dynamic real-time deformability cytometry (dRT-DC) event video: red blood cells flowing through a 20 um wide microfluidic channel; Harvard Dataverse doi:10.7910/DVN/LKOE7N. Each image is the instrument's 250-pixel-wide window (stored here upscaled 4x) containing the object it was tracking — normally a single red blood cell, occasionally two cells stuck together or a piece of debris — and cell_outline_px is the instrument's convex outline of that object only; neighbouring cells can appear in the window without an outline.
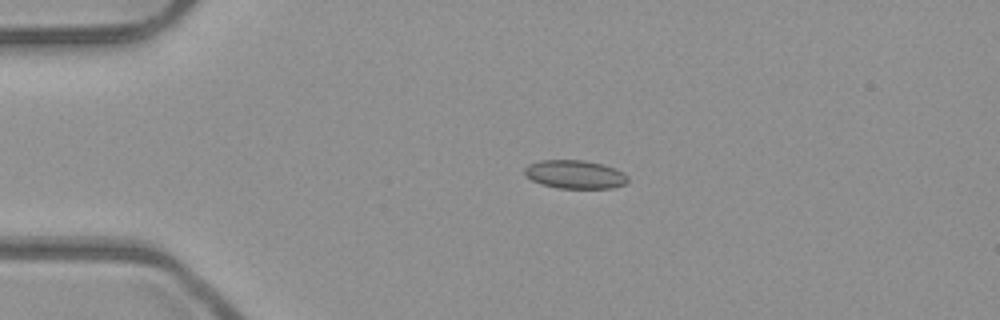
{"species": "common noctule bat (a hibernating species)", "species_latin": "Nyctalus noctula", "temperature_condition": "room temperature", "stored_images_in_passage": 4, "camera_frame_rate_fps": 3000, "um_per_image_px": 0.085, "animal": {"sex": "male", "body_mass_g": 23.1, "forearm_length_mm": 52.7}, "frame": {"image": 1, "passage_image": 3, "time_ms": 0.667, "image_size_px": [1000, 320], "cell_outline_px": [[628, 180], [624, 184], [612, 188], [556, 188], [540, 184], [532, 180], [524, 172], [524, 168], [528, 164], [540, 160], [584, 160], [604, 164], [616, 168], [624, 172], [628, 176]], "centroid_in_image_um": [48.88, 14.82], "position_along_channel_um": 36.1, "area_um2": 17.28}}